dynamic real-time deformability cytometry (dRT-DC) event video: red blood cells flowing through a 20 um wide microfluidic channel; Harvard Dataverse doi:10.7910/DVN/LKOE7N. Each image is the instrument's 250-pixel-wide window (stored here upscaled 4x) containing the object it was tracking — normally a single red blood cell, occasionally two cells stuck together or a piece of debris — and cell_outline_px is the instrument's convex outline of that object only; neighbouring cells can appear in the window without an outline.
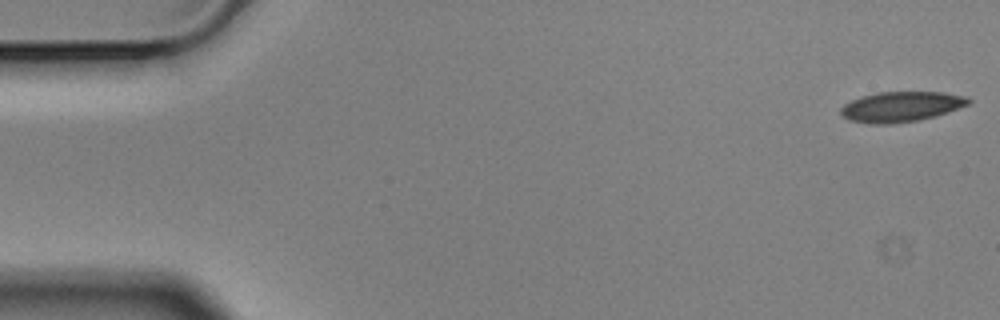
{"species": "Egyptian fruit bat (a non-hibernating species)", "species_latin": "Rousettus aegyptiacus", "temperature_condition": "cold", "stored_images_in_passage": 4, "camera_frame_rate_fps": 3000, "um_per_image_px": 0.085, "animal": {"sex": "male"}, "frame": {"image": 1, "passage_image": 1, "time_ms": 0.0, "image_size_px": [1000, 320], "cell_outline_px": [[972, 100], [968, 104], [948, 112], [936, 116], [920, 120], [892, 124], [868, 124], [848, 120], [840, 112], [840, 108], [844, 104], [860, 96], [876, 92], [944, 92], [968, 96]], "centroid_in_image_um": [76.59, 9.07], "position_along_channel_um": 8.4, "area_um2": 22.77}}
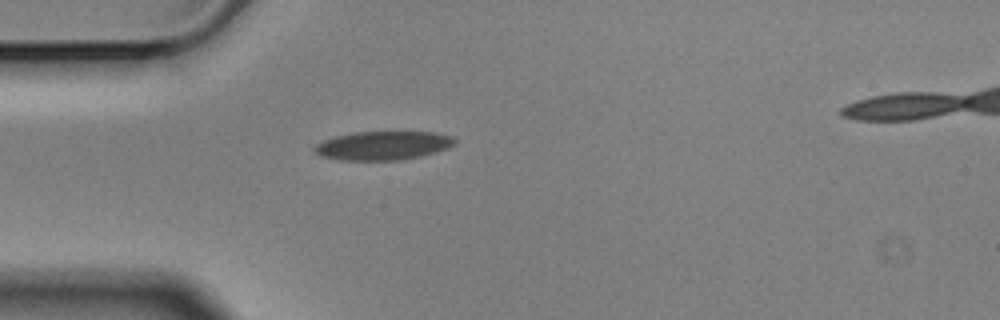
{"frame": {"image": 2, "passage_image": 4, "time_ms": 1.0, "image_size_px": [1000, 320], "cell_outline_px": [[456, 144], [448, 148], [436, 152], [420, 156], [400, 160], [340, 160], [320, 156], [312, 152], [312, 148], [316, 144], [324, 140], [336, 136], [352, 132], [432, 132], [452, 136], [456, 140]], "centroid_in_image_um": [32.53, 12.37], "position_along_channel_um": 52.5, "area_um2": 23.64}}